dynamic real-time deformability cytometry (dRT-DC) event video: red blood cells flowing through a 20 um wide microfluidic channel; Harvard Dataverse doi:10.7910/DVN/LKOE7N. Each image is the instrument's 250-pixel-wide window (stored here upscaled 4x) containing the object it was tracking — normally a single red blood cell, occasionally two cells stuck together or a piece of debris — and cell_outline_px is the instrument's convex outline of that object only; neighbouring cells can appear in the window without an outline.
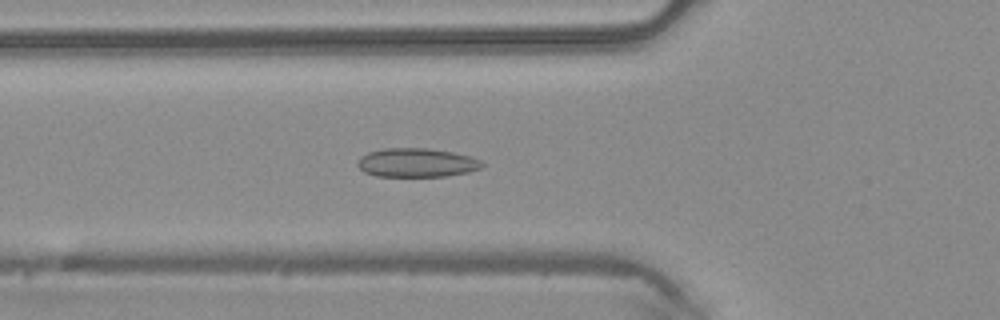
{"species": "common noctule bat (a hibernating species)", "species_latin": "Nyctalus noctula", "temperature_condition": "warm", "stored_images_in_passage": 49, "segment_of_instrument_passage": [1, 2], "camera_frame_rate_fps": 3000, "um_per_image_px": 0.085, "animal": {"sex": "male", "body_mass_g": 20.4}, "frame": {"image": 1, "passage_image": 17, "time_ms": 5.333, "image_size_px": [1000, 320], "cell_outline_px": [[484, 164], [480, 168], [468, 172], [448, 176], [376, 176], [364, 172], [356, 164], [360, 156], [368, 152], [384, 148], [428, 148], [452, 152], [468, 156], [480, 160]], "centroid_in_image_um": [35.38, 13.82], "position_along_channel_um": 90.4, "area_um2": 20.92}}
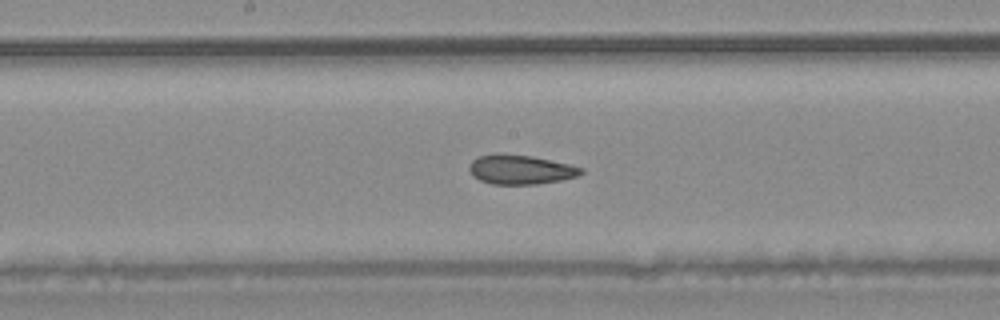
{"frame": {"image": 2, "passage_image": 25, "time_ms": 8.0, "image_size_px": [1000, 320], "cell_outline_px": [[584, 172], [576, 176], [560, 180], [536, 184], [492, 184], [480, 180], [472, 176], [468, 168], [472, 160], [480, 156], [496, 152], [500, 152], [532, 156], [568, 164], [584, 168]], "centroid_in_image_um": [44.2, 14.4], "position_along_channel_um": 204.0, "area_um2": 19.25}}
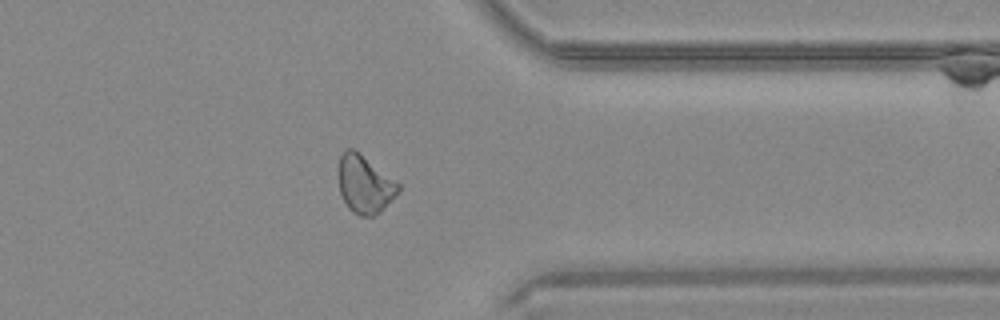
{"frame": {"image": 3, "passage_image": 38, "time_ms": 12.333, "image_size_px": [1000, 320], "cell_outline_px": [[400, 188], [380, 212], [372, 216], [356, 216], [348, 208], [340, 192], [340, 156], [348, 148], [352, 148], [360, 152], [400, 184]], "centroid_in_image_um": [31.0, 15.67], "position_along_channel_um": 380.4, "area_um2": 19.77}}